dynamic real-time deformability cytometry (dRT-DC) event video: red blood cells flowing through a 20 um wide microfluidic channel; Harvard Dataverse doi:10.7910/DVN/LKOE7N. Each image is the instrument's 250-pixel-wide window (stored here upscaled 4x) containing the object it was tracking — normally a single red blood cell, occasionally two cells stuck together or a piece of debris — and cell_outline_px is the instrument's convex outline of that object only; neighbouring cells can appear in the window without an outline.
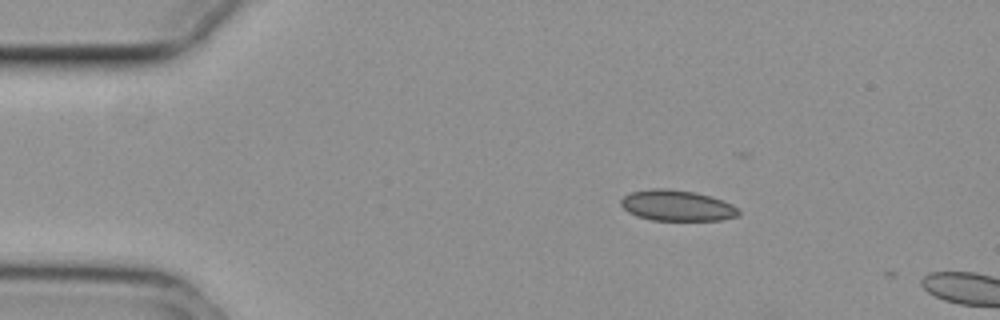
{"species": "common noctule bat (a hibernating species)", "species_latin": "Nyctalus noctula", "temperature_condition": "cold", "stored_images_in_passage": 5, "camera_frame_rate_fps": 3000, "um_per_image_px": 0.085, "animal": {"sex": "female", "body_mass_g": 29.2, "forearm_length_mm": 56.3}, "frame": {"image": 1, "passage_image": 2, "time_ms": 0.333, "image_size_px": [1000, 320], "cell_outline_px": [[740, 212], [736, 216], [720, 220], [652, 220], [636, 216], [628, 212], [620, 204], [620, 200], [624, 196], [632, 192], [652, 188], [668, 188], [696, 192], [712, 196], [732, 204]], "centroid_in_image_um": [57.52, 17.46], "position_along_channel_um": 27.5, "area_um2": 21.15}}